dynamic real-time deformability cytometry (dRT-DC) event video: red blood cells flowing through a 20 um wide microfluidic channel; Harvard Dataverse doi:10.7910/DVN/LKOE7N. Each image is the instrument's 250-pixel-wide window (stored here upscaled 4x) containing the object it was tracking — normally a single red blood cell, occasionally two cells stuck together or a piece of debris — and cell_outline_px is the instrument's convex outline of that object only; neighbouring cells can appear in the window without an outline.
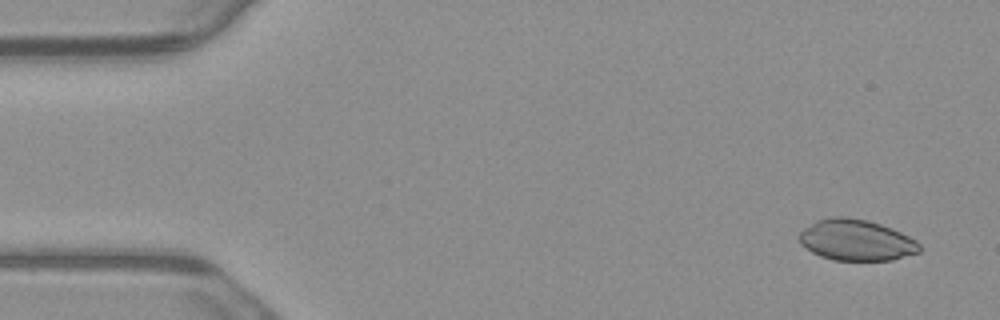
{"species": "common noctule bat (a hibernating species)", "species_latin": "Nyctalus noctula", "temperature_condition": "warm", "stored_images_in_passage": 4, "camera_frame_rate_fps": 3000, "um_per_image_px": 0.085, "animal": {"sex": "male", "body_mass_g": 23.1, "forearm_length_mm": 52.7}, "frame": {"image": 1, "passage_image": 1, "time_ms": 0.0, "image_size_px": [1000, 320], "cell_outline_px": [[920, 252], [892, 260], [832, 260], [820, 256], [812, 252], [800, 244], [800, 232], [804, 228], [816, 220], [836, 216], [844, 216], [868, 220], [892, 228], [916, 240], [920, 244]], "centroid_in_image_um": [72.78, 20.41], "position_along_channel_um": 12.2, "area_um2": 28.78}}